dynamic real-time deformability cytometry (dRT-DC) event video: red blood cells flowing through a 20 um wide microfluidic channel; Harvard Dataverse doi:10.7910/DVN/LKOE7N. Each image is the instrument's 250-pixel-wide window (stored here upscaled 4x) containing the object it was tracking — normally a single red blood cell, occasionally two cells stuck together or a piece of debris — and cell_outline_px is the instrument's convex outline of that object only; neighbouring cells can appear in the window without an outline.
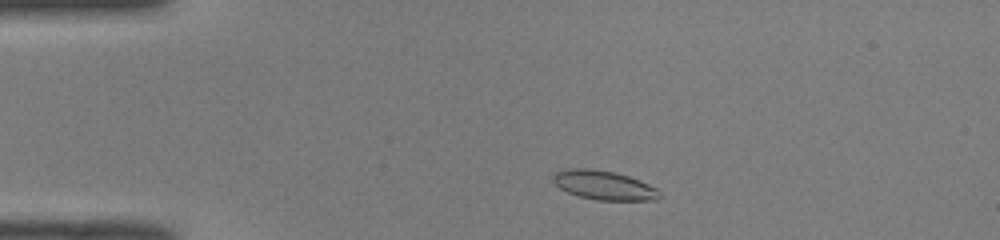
{"species": "common noctule bat (a hibernating species)", "species_latin": "Nyctalus noctula", "temperature_condition": "room temperature", "stored_images_in_passage": 43, "camera_frame_rate_fps": 3000, "um_per_image_px": 0.085, "animal": {"sex": "male", "body_mass_g": 19.0, "forearm_length_mm": 50.8}, "frame": {"image": 1, "passage_image": 4, "time_ms": 1.0, "image_size_px": [1000, 240], "cell_outline_px": [[660, 196], [656, 200], [596, 200], [580, 196], [568, 192], [560, 188], [552, 180], [552, 176], [556, 172], [568, 168], [588, 168], [612, 172], [628, 176], [648, 184], [656, 188], [660, 192]], "centroid_in_image_um": [51.31, 15.74], "position_along_channel_um": 33.7, "area_um2": 17.86}}
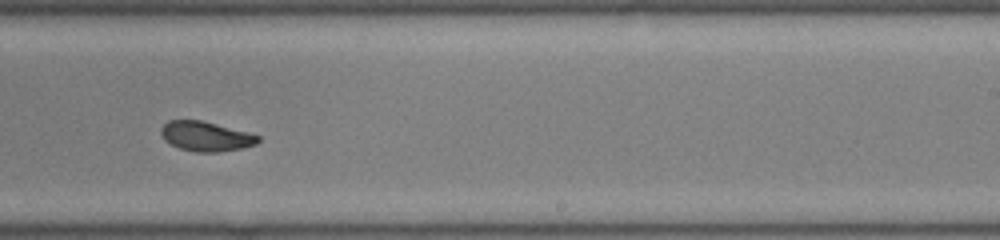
{"frame": {"image": 2, "passage_image": 25, "time_ms": 8.0, "image_size_px": [1000, 240], "cell_outline_px": [[260, 140], [256, 144], [244, 148], [220, 152], [196, 152], [180, 148], [164, 140], [160, 132], [160, 128], [168, 120], [200, 120], [248, 132], [260, 136]], "centroid_in_image_um": [17.5, 11.59], "position_along_channel_um": 271.5, "area_um2": 16.82}}
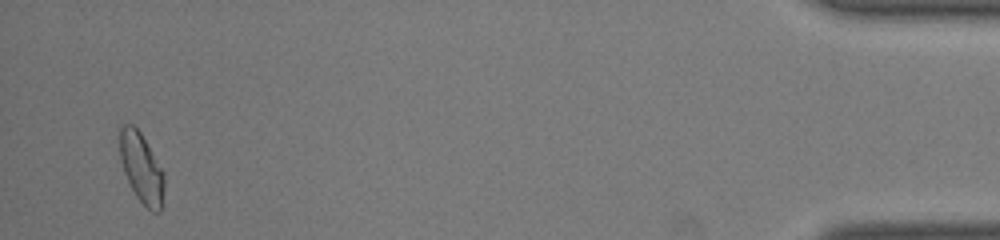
{"frame": {"image": 3, "passage_image": 42, "time_ms": 13.667, "image_size_px": [1000, 240], "cell_outline_px": [[164, 188], [160, 212], [152, 212], [136, 196], [124, 172], [120, 160], [120, 128], [124, 124], [132, 124], [140, 132], [164, 172]], "centroid_in_image_um": [12.03, 14.28], "position_along_channel_um": 423.2, "area_um2": 17.8}, "authors_computed_cell_mechanics": {"area_um2": 17.5712, "velocity_mm_per_s": 4.0753, "shape_relaxation_time_tau1_ms": 6.5476, "shape_relaxation_time_tau2_ms": 1.3629, "deformation_change_tau1": 0.1431, "deformation_change_tau2": 0.055}}